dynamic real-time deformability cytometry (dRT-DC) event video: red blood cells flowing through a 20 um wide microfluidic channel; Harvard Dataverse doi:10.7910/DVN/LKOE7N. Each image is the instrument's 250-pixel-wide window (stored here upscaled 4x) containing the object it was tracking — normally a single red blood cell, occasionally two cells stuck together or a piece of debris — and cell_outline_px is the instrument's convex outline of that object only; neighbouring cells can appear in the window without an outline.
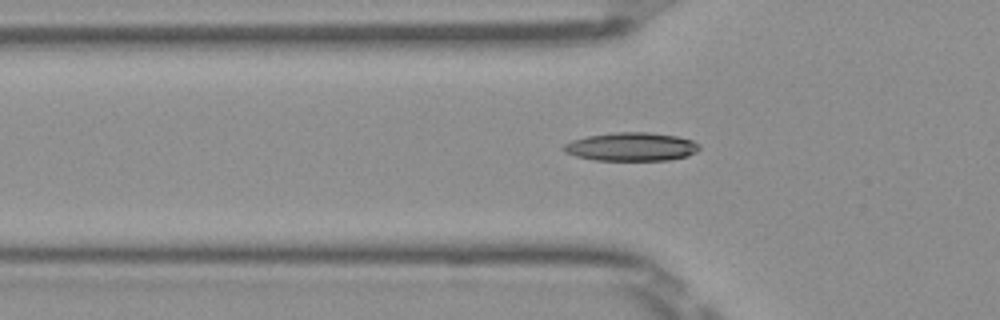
{"species": "Egyptian fruit bat (a non-hibernating species)", "species_latin": "Rousettus aegyptiacus", "temperature_condition": "room temperature", "stored_images_in_passage": 47, "camera_frame_rate_fps": 3000, "um_per_image_px": 0.085, "frame": {"image": 1, "passage_image": 17, "time_ms": 5.333, "image_size_px": [1000, 320], "cell_outline_px": [[700, 148], [696, 152], [688, 156], [668, 160], [596, 160], [576, 156], [564, 152], [560, 148], [564, 144], [572, 140], [588, 136], [612, 132], [648, 132], [676, 136], [692, 140], [700, 144]], "centroid_in_image_um": [53.66, 12.47], "position_along_channel_um": 72.1, "area_um2": 22.6}}
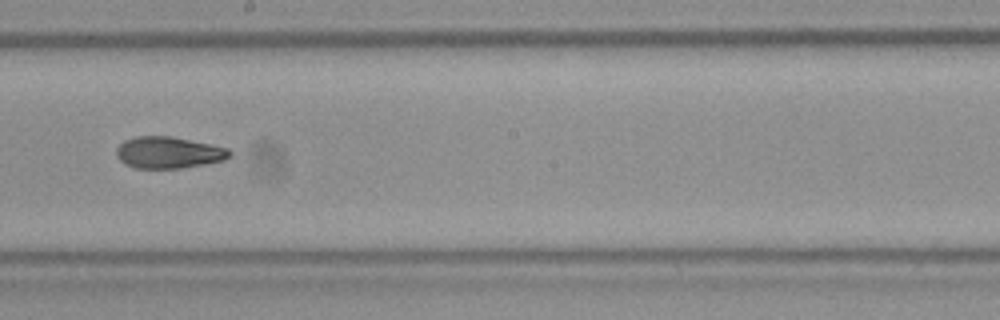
{"frame": {"image": 2, "passage_image": 29, "time_ms": 9.333, "image_size_px": [1000, 320], "cell_outline_px": [[232, 156], [224, 160], [204, 164], [180, 168], [136, 168], [124, 164], [116, 156], [116, 148], [124, 140], [136, 136], [172, 136], [228, 148], [232, 152]], "centroid_in_image_um": [14.32, 12.96], "position_along_channel_um": 233.9, "area_um2": 20.92}}
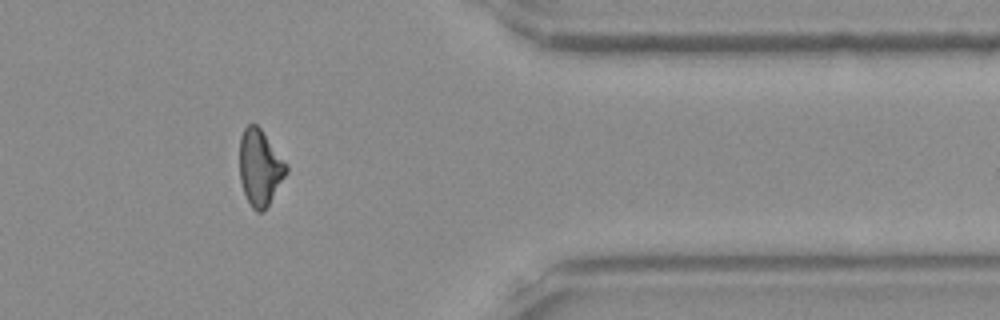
{"frame": {"image": 3, "passage_image": 42, "time_ms": 13.667, "image_size_px": [1000, 320], "cell_outline_px": [[288, 172], [264, 212], [256, 212], [252, 208], [244, 192], [240, 180], [240, 136], [244, 128], [248, 124], [256, 124], [260, 128], [288, 164]], "centroid_in_image_um": [22.11, 14.25], "position_along_channel_um": 389.3, "area_um2": 20.75}, "authors_computed_cell_mechanics": {"area_um2": 21.2126, "velocity_mm_per_s": 4.0184, "shape_relaxation_time_tau1_ms": 7.3076, "shape_relaxation_time_tau2_ms": 2.51, "deformation_change_tau1": 0.2102, "deformation_change_tau2": 0.0875}}